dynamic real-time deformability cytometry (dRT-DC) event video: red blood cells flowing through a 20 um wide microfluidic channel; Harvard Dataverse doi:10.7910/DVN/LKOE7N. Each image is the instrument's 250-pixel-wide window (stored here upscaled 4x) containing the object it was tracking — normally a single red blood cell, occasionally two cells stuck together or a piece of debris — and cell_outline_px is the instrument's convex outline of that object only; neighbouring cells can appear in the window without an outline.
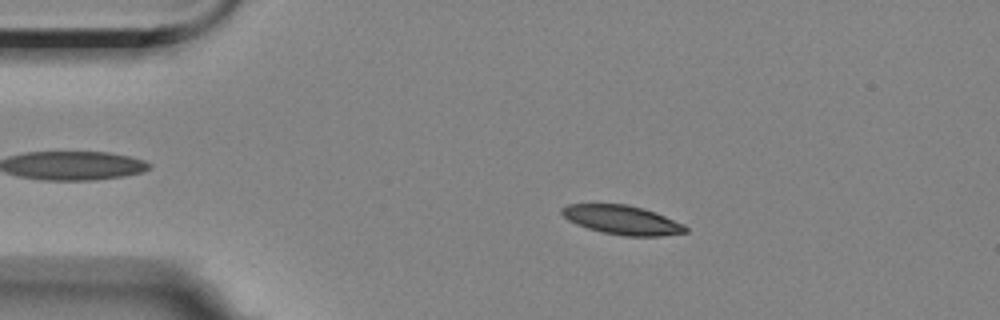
{"species": "Egyptian fruit bat (a non-hibernating species)", "species_latin": "Rousettus aegyptiacus", "temperature_condition": "room temperature", "stored_images_in_passage": 56, "camera_frame_rate_fps": 3000, "um_per_image_px": 0.085, "animal": {"sex": "female"}, "frame": {"image": 1, "passage_image": 10, "time_ms": 3.0, "image_size_px": [1000, 320], "cell_outline_px": [[688, 232], [660, 236], [624, 236], [604, 232], [588, 228], [576, 224], [568, 220], [560, 212], [560, 208], [568, 204], [628, 204], [644, 208], [656, 212], [684, 224], [688, 228]], "centroid_in_image_um": [52.9, 18.69], "position_along_channel_um": 32.1, "area_um2": 21.04}}
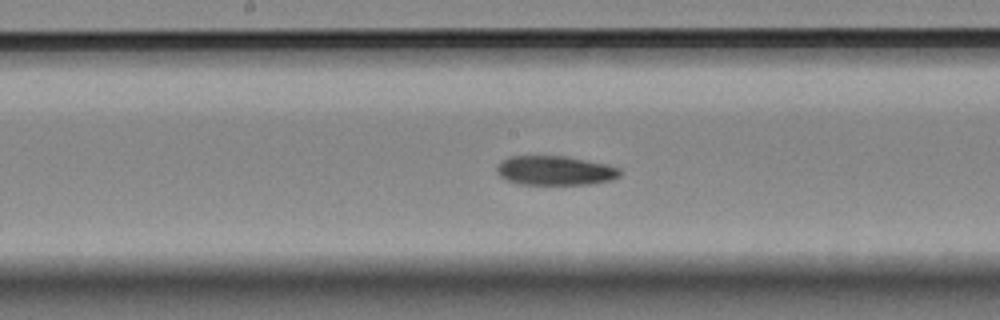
{"frame": {"image": 2, "passage_image": 28, "time_ms": 9.0, "image_size_px": [1000, 320], "cell_outline_px": [[620, 176], [612, 180], [588, 184], [520, 184], [508, 180], [500, 176], [496, 172], [496, 168], [508, 156], [564, 156], [608, 164], [620, 168]], "centroid_in_image_um": [47.2, 14.49], "position_along_channel_um": 201.0, "area_um2": 20.92}}
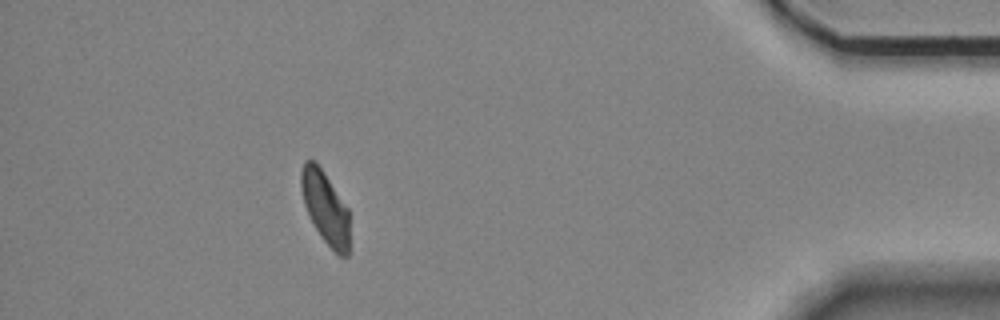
{"frame": {"image": 3, "passage_image": 50, "time_ms": 16.333, "image_size_px": [1000, 320], "cell_outline_px": [[348, 256], [340, 256], [320, 236], [304, 204], [300, 188], [300, 172], [304, 160], [316, 160], [348, 208]], "centroid_in_image_um": [27.62, 17.57], "position_along_channel_um": 407.6, "area_um2": 20.23}, "authors_computed_cell_mechanics": {"area_um2": 21.3282, "velocity_mm_per_s": 3.5213, "shape_relaxation_time_tau1_ms": null, "shape_relaxation_time_tau2_ms": 9.92, "deformation_change_tau1": null, "deformation_change_tau2": 0.1633}}